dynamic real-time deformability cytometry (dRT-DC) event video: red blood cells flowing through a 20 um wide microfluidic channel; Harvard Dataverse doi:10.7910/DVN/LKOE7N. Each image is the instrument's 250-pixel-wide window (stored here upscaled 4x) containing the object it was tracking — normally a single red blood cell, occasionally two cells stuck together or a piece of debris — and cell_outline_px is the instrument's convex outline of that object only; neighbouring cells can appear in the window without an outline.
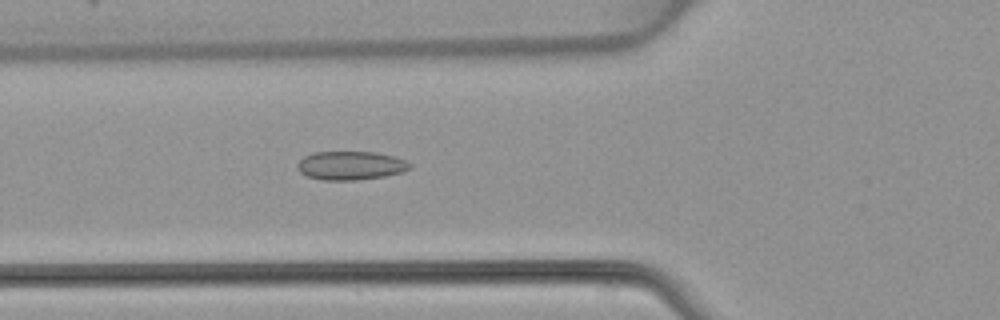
{"species": "common noctule bat (a hibernating species)", "species_latin": "Nyctalus noctula", "temperature_condition": "warm", "stored_images_in_passage": 49, "camera_frame_rate_fps": 3000, "um_per_image_px": 0.085, "animal": {"sex": "female", "body_mass_g": 22.7, "forearm_length_mm": 54.2}, "frame": {"image": 1, "passage_image": 18, "time_ms": 5.667, "image_size_px": [1000, 320], "cell_outline_px": [[412, 168], [404, 172], [384, 176], [356, 180], [324, 180], [308, 176], [300, 172], [296, 168], [296, 164], [304, 156], [312, 152], [376, 152], [396, 156], [412, 164]], "centroid_in_image_um": [29.82, 14.06], "position_along_channel_um": 96.0, "area_um2": 18.96}}
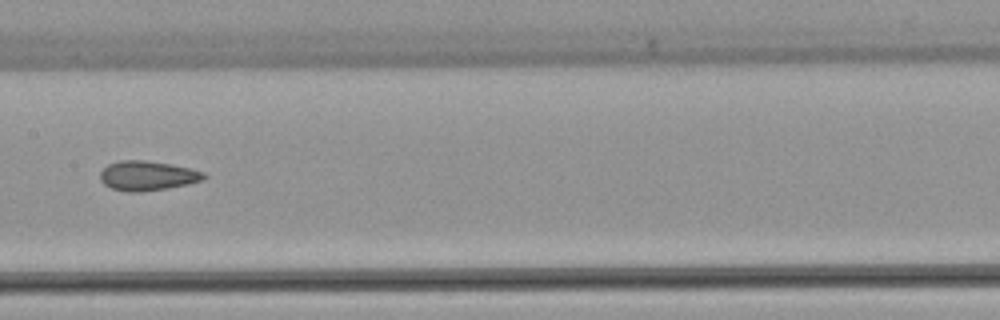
{"frame": {"image": 2, "passage_image": 25, "time_ms": 8.0, "image_size_px": [1000, 320], "cell_outline_px": [[208, 176], [204, 180], [188, 184], [168, 188], [140, 192], [128, 192], [112, 188], [104, 184], [100, 180], [100, 172], [108, 164], [120, 160], [148, 160], [172, 164], [192, 168], [204, 172]], "centroid_in_image_um": [12.57, 14.93], "position_along_channel_um": 194.8, "area_um2": 18.15}}
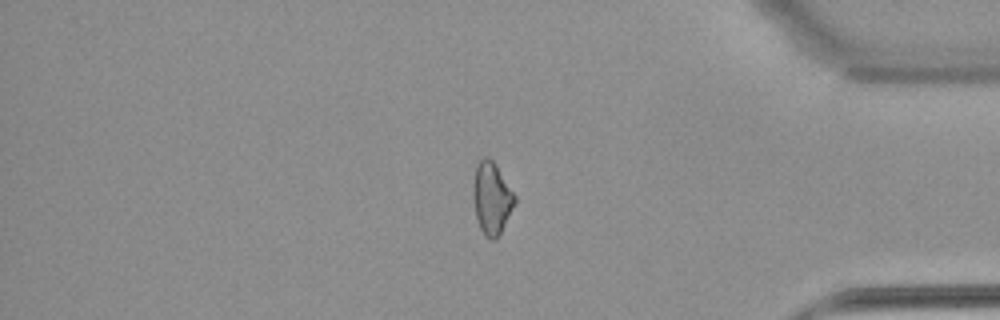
{"frame": {"image": 3, "passage_image": 41, "time_ms": 13.333, "image_size_px": [1000, 320], "cell_outline_px": [[516, 204], [496, 240], [492, 240], [484, 236], [476, 220], [472, 196], [472, 184], [476, 164], [484, 156], [488, 156], [496, 164], [516, 196]], "centroid_in_image_um": [41.78, 16.84], "position_along_channel_um": 393.4, "area_um2": 17.92}}